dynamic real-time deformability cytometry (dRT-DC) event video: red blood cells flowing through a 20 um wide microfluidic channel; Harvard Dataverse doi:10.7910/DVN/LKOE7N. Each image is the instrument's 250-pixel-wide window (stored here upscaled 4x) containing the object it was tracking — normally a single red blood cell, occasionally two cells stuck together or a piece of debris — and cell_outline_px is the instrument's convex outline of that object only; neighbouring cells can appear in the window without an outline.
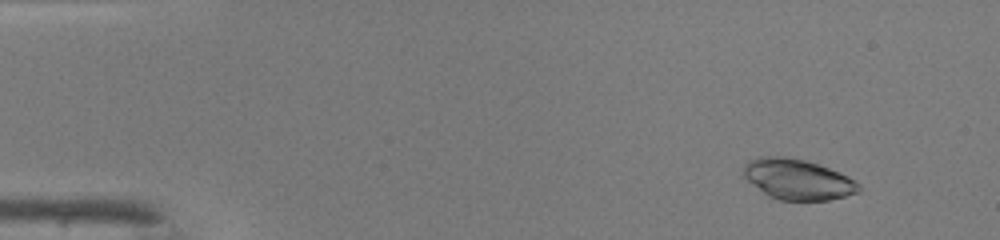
{"species": "common noctule bat (a hibernating species)", "species_latin": "Nyctalus noctula", "temperature_condition": "warm", "stored_images_in_passage": 48, "camera_frame_rate_fps": 3000, "um_per_image_px": 0.085, "animal": {"sex": "male", "body_mass_g": 19.0, "forearm_length_mm": 50.8}, "frame": {"image": 1, "passage_image": 5, "time_ms": 1.333, "image_size_px": [1000, 240], "cell_outline_px": [[860, 192], [828, 200], [780, 200], [768, 196], [748, 180], [744, 176], [744, 164], [748, 160], [760, 156], [780, 156], [804, 160], [828, 168], [860, 184]], "centroid_in_image_um": [67.76, 15.25], "position_along_channel_um": 17.2, "area_um2": 26.7}}
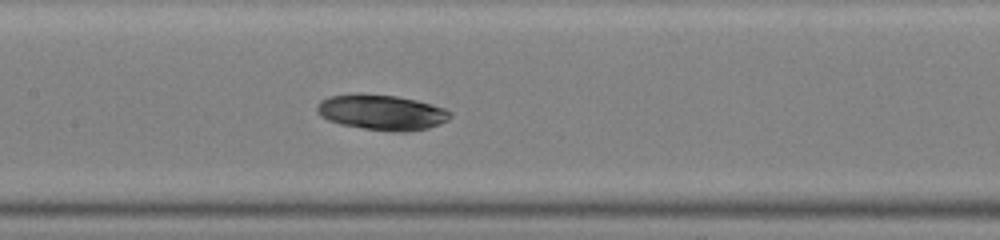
{"frame": {"image": 2, "passage_image": 24, "time_ms": 7.667, "image_size_px": [1000, 240], "cell_outline_px": [[452, 116], [448, 120], [440, 124], [428, 128], [408, 132], [392, 132], [364, 128], [340, 124], [328, 120], [320, 116], [316, 108], [320, 100], [328, 96], [352, 92], [360, 92], [396, 96], [416, 100], [432, 104], [444, 108], [452, 112]], "centroid_in_image_um": [32.43, 9.53], "position_along_channel_um": 175.0, "area_um2": 27.98}}
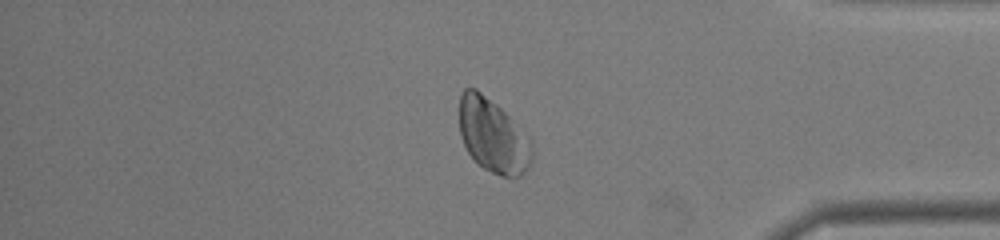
{"frame": {"image": 3, "passage_image": 41, "time_ms": 13.333, "image_size_px": [1000, 240], "cell_outline_px": [[532, 160], [528, 168], [520, 176], [500, 176], [484, 168], [468, 152], [464, 144], [460, 132], [460, 96], [464, 88], [476, 88], [496, 104], [508, 116], [532, 144]], "centroid_in_image_um": [41.88, 11.54], "position_along_channel_um": 393.3, "area_um2": 30.52}, "authors_computed_cell_mechanics": {"area_um2": 27.8885, "velocity_mm_per_s": 4.2443, "shape_relaxation_time_tau1_ms": 4.3352, "shape_relaxation_time_tau2_ms": null, "deformation_change_tau1": 0.0969, "deformation_change_tau2": null}}